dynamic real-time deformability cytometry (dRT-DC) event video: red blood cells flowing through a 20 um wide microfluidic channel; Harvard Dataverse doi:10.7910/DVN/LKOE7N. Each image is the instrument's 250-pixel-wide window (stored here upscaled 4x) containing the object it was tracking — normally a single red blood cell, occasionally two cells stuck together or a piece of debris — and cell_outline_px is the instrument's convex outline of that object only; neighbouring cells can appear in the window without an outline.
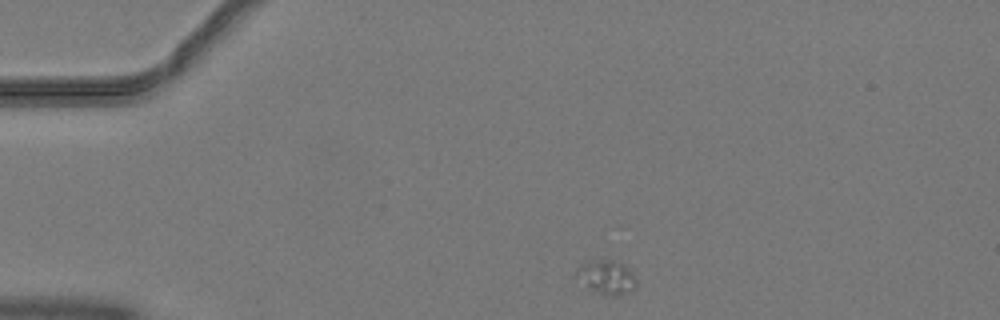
{"species": "common noctule bat (a hibernating species)", "species_latin": "Nyctalus noctula", "temperature_condition": "warm", "stored_images_in_passage": 27, "camera_frame_rate_fps": 3000, "um_per_image_px": 0.085, "animal": {"sex": "male", "body_mass_g": 19.2, "forearm_length_mm": 51.8}, "frame": {"image": 1, "passage_image": 1, "time_ms": 0.0, "image_size_px": [1000, 320], "cell_outline_px": [[636, 284], [632, 288], [616, 296], [608, 296], [588, 288], [576, 272], [576, 268], [592, 260], [612, 260], [628, 268], [636, 280]], "centroid_in_image_um": [51.55, 23.55], "position_along_channel_um": 33.4, "area_um2": 11.16}}